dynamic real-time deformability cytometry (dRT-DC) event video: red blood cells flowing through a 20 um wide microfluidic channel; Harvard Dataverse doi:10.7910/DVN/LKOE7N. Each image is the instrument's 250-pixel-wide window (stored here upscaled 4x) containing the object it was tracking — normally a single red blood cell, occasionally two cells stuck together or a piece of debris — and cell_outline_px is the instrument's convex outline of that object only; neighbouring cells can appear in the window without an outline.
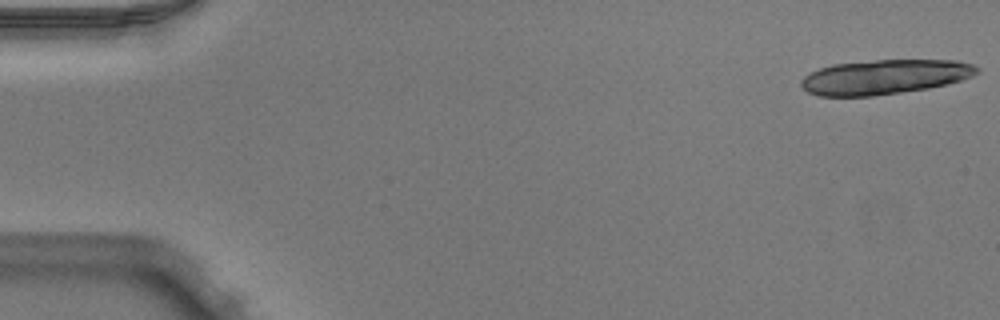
{"species": "Egyptian fruit bat (a non-hibernating species)", "species_latin": "Rousettus aegyptiacus", "temperature_condition": "warm", "stored_images_in_passage": 17, "camera_frame_rate_fps": 3000, "um_per_image_px": 0.085, "animal": {"sex": "male"}, "frame": {"image": 1, "passage_image": 1, "time_ms": 0.0, "image_size_px": [1000, 320], "cell_outline_px": [[980, 72], [972, 76], [960, 80], [928, 88], [872, 96], [820, 96], [808, 92], [800, 84], [800, 80], [804, 76], [820, 68], [832, 64], [876, 60], [956, 60], [972, 64], [980, 68]], "centroid_in_image_um": [75.19, 6.53], "position_along_channel_um": 9.8, "area_um2": 35.32}}